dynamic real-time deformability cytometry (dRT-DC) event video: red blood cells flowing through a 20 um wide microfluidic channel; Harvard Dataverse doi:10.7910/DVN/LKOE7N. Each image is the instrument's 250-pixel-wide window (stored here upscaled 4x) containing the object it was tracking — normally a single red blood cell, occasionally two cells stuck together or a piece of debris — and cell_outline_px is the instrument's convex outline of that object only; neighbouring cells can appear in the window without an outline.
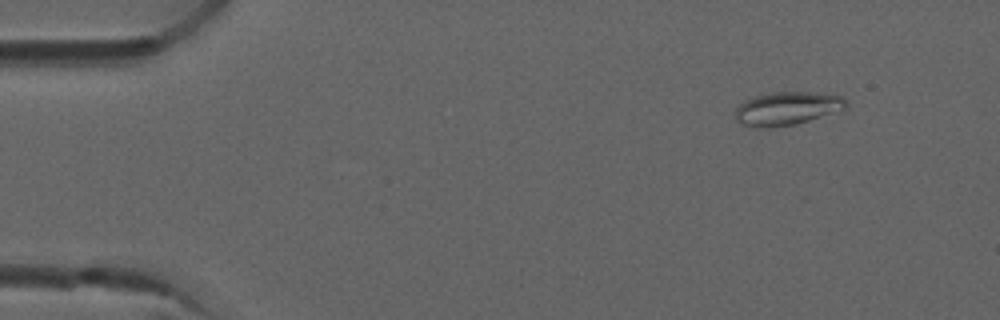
{"species": "common noctule bat (a hibernating species)", "species_latin": "Nyctalus noctula", "temperature_condition": "room temperature", "stored_images_in_passage": 4, "camera_frame_rate_fps": 3000, "um_per_image_px": 0.085, "animal": {"sex": "male", "forearm_length_mm": 52.5}, "frame": {"image": 1, "passage_image": 1, "time_ms": 0.0, "image_size_px": [1000, 320], "cell_outline_px": [[848, 108], [796, 124], [768, 128], [756, 128], [740, 124], [736, 120], [736, 108], [740, 104], [752, 96], [772, 92], [812, 92], [844, 96], [848, 100]], "centroid_in_image_um": [66.92, 9.22], "position_along_channel_um": 18.1, "area_um2": 21.79}}